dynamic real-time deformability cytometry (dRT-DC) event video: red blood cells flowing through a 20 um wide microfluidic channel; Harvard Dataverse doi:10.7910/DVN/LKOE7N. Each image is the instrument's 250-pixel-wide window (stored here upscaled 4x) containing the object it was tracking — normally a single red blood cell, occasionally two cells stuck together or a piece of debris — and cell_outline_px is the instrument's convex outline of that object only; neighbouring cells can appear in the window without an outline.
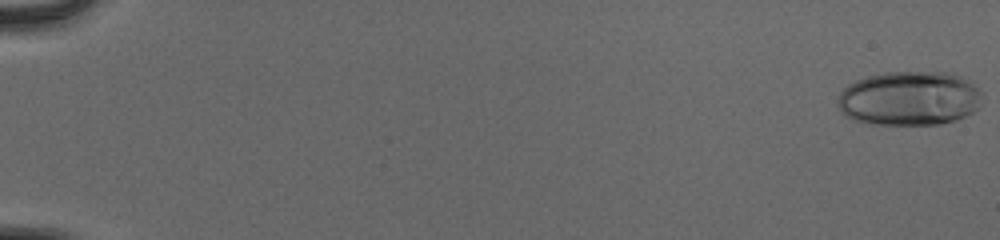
{"species": "human", "species_latin": "Homo sapiens", "temperature_condition": "cold", "stored_images_in_passage": 55, "camera_frame_rate_fps": 3000, "um_per_image_px": 0.085, "donor": {"sex": "male"}, "frame": {"image": 1, "passage_image": 1, "time_ms": 0.0, "image_size_px": [1000, 240], "cell_outline_px": [[984, 96], [980, 108], [956, 120], [940, 124], [868, 124], [856, 120], [840, 112], [836, 104], [836, 100], [840, 92], [848, 84], [856, 80], [868, 76], [884, 72], [952, 72], [968, 80], [984, 92]], "centroid_in_image_um": [77.33, 8.36], "position_along_channel_um": 7.7, "area_um2": 46.41}}
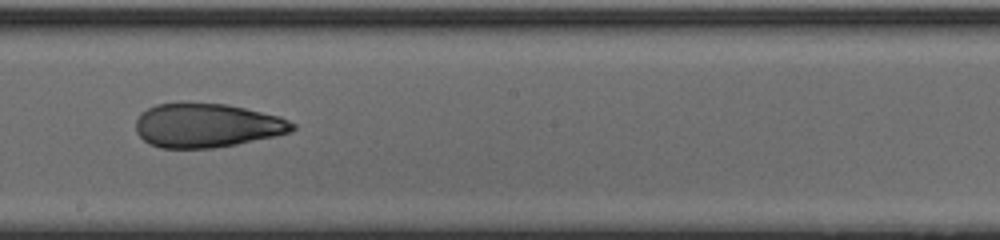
{"frame": {"image": 2, "passage_image": 34, "time_ms": 11.0, "image_size_px": [1000, 240], "cell_outline_px": [[296, 128], [292, 132], [276, 136], [236, 144], [212, 148], [160, 148], [148, 144], [136, 132], [136, 120], [140, 112], [156, 104], [228, 104], [280, 116], [296, 124]], "centroid_in_image_um": [17.6, 10.68], "position_along_channel_um": 230.6, "area_um2": 40.11}}
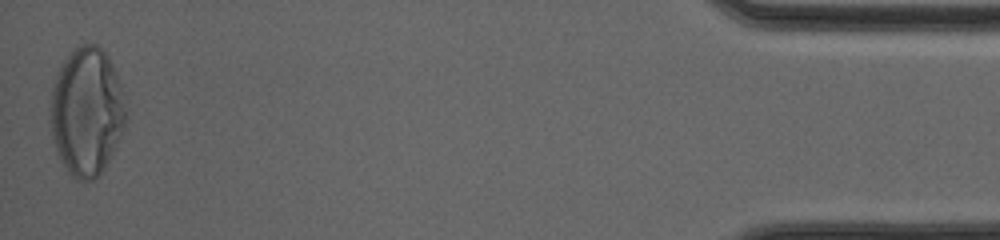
{"frame": {"image": 3, "passage_image": 55, "time_ms": 18.0, "image_size_px": [1000, 240], "cell_outline_px": [[128, 120], [104, 168], [92, 180], [80, 180], [72, 176], [68, 172], [60, 160], [52, 136], [48, 108], [48, 104], [52, 88], [60, 64], [72, 48], [84, 44], [96, 44], [108, 56], [116, 72], [120, 84]], "centroid_in_image_um": [7.34, 9.45], "position_along_channel_um": 427.9, "area_um2": 56.64}, "authors_computed_cell_mechanics": {"area_um2": 41.7316, "velocity_mm_per_s": 3.9233, "shape_relaxation_time_tau1_ms": 7.3106, "shape_relaxation_time_tau2_ms": 1.7561, "deformation_change_tau1": 0.2515, "deformation_change_tau2": 0.0972}}